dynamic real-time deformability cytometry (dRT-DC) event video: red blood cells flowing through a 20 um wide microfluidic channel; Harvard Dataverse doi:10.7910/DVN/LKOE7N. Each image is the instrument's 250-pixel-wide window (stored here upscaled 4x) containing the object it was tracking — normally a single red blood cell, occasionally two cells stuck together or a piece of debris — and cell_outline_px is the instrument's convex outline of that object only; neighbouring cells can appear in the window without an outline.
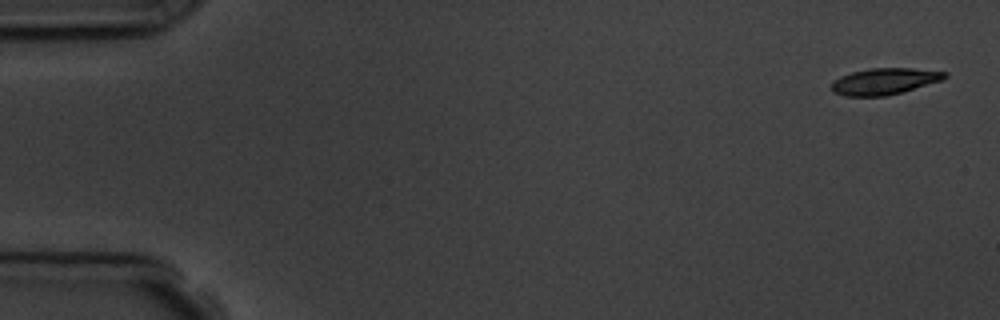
{"species": "common noctule bat (a hibernating species)", "species_latin": "Nyctalus noctula", "temperature_condition": "room temperature", "stored_images_in_passage": 5, "camera_frame_rate_fps": 3000, "um_per_image_px": 0.085, "animal": {"sex": "male", "body_mass_g": 19.5, "forearm_length_mm": 54.6}, "frame": {"image": 1, "passage_image": 1, "time_ms": 0.0, "image_size_px": [1000, 320], "cell_outline_px": [[948, 76], [944, 80], [900, 92], [884, 96], [844, 96], [832, 92], [832, 80], [840, 76], [852, 72], [868, 68], [912, 68], [948, 72]], "centroid_in_image_um": [75.17, 6.9], "position_along_channel_um": 9.8, "area_um2": 17.51}}
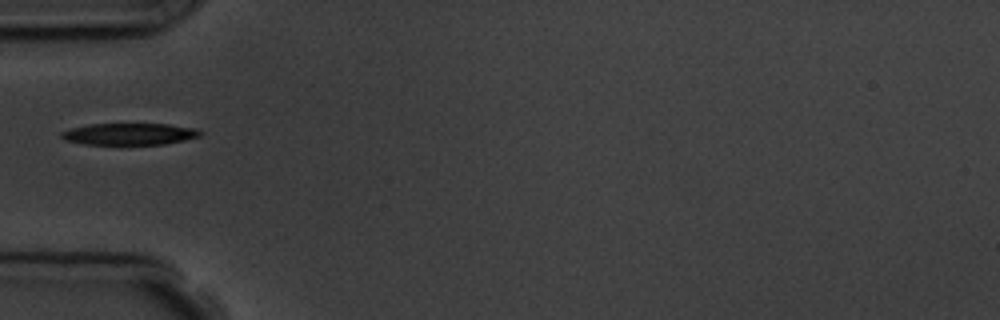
{"frame": {"image": 2, "passage_image": 5, "time_ms": 5.333, "image_size_px": [1000, 320], "cell_outline_px": [[204, 132], [200, 136], [184, 140], [164, 144], [84, 144], [64, 140], [60, 136], [60, 132], [72, 128], [88, 124], [168, 124], [196, 128]], "centroid_in_image_um": [11.01, 11.39], "position_along_channel_um": 74.0, "area_um2": 17.57}}